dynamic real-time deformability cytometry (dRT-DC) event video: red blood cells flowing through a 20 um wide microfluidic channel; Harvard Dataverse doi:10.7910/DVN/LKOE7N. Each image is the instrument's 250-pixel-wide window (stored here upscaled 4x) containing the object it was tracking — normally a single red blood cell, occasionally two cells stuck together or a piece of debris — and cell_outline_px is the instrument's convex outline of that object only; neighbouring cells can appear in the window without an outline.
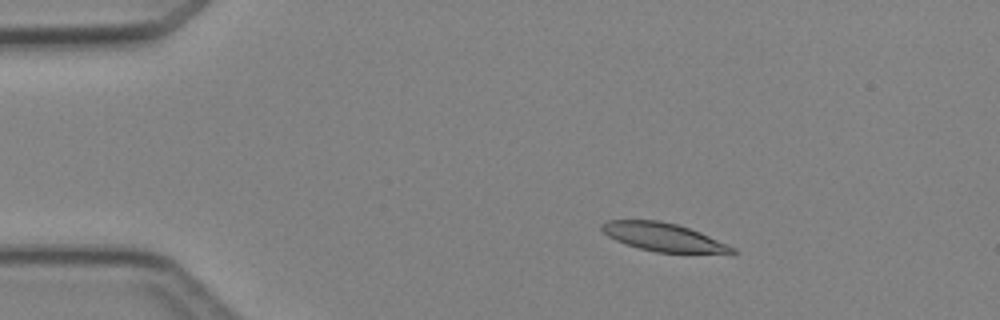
{"species": "Egyptian fruit bat (a non-hibernating species)", "species_latin": "Rousettus aegyptiacus", "temperature_condition": "cold", "stored_images_in_passage": 4, "camera_frame_rate_fps": 3000, "um_per_image_px": 0.085, "animal": {"sex": "female"}, "frame": {"image": 1, "passage_image": 2, "time_ms": 1.333, "image_size_px": [1000, 320], "cell_outline_px": [[740, 252], [732, 256], [656, 252], [640, 248], [616, 240], [608, 236], [600, 228], [600, 224], [608, 220], [656, 220], [676, 224], [700, 232], [736, 248]], "centroid_in_image_um": [56.56, 20.21], "position_along_channel_um": 28.4, "area_um2": 22.14}}
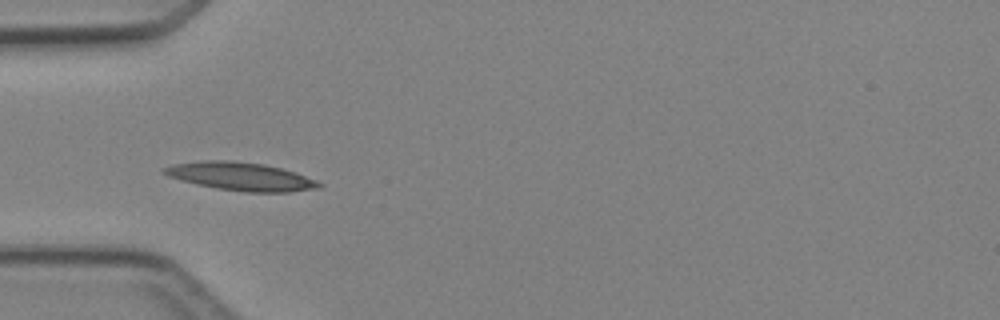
{"frame": {"image": 2, "passage_image": 4, "time_ms": 3.667, "image_size_px": [1000, 320], "cell_outline_px": [[324, 184], [320, 188], [288, 192], [244, 192], [216, 188], [196, 184], [168, 176], [160, 168], [176, 164], [204, 160], [232, 160], [264, 164], [296, 172], [316, 180]], "centroid_in_image_um": [20.5, 15.0], "position_along_channel_um": 64.5, "area_um2": 25.43}}